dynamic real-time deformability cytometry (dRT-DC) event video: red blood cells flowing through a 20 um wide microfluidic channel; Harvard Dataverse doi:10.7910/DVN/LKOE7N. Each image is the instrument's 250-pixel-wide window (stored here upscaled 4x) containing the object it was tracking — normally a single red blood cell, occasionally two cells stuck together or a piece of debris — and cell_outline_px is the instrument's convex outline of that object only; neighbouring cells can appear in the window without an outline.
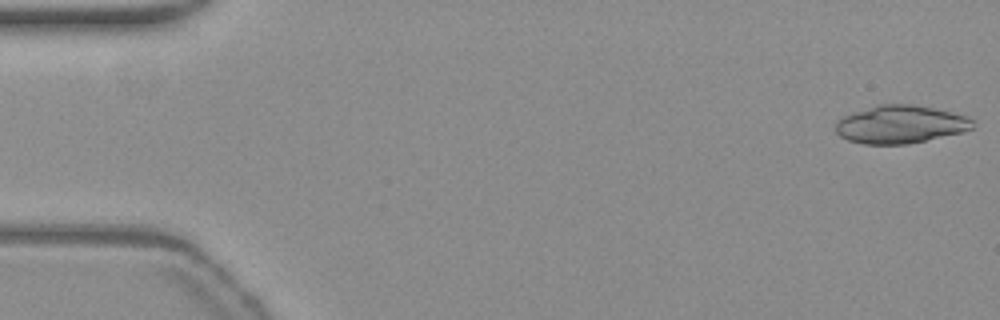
{"species": "common noctule bat (a hibernating species)", "species_latin": "Nyctalus noctula", "temperature_condition": "warm", "stored_images_in_passage": 53, "segment_of_instrument_passage": [1, 2], "camera_frame_rate_fps": 3000, "um_per_image_px": 0.085, "animal": {"sex": "female", "body_mass_g": 19.3, "forearm_length_mm": 54.1}, "frame": {"image": 1, "passage_image": 1, "time_ms": 0.0, "image_size_px": [1000, 320], "cell_outline_px": [[972, 128], [960, 132], [908, 144], [864, 144], [848, 140], [840, 136], [836, 132], [836, 120], [844, 116], [876, 104], [912, 104], [932, 108], [964, 116], [972, 120]], "centroid_in_image_um": [76.46, 10.57], "position_along_channel_um": 8.5, "area_um2": 29.82}}